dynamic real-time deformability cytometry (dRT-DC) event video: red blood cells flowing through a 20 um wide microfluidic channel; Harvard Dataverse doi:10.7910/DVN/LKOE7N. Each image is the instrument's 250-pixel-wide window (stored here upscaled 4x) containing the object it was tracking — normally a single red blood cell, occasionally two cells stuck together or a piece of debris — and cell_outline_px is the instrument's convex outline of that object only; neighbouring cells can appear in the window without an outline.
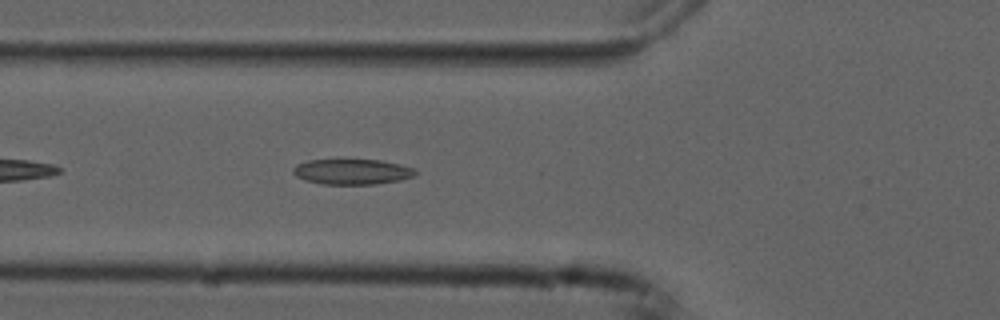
{"species": "common noctule bat (a hibernating species)", "species_latin": "Nyctalus noctula", "temperature_condition": "cold", "stored_images_in_passage": 41, "camera_frame_rate_fps": 3000, "um_per_image_px": 0.085, "animal": {"sex": "male", "forearm_length_mm": 52.5}, "frame": {"image": 1, "passage_image": 6, "time_ms": 1.667, "image_size_px": [1000, 320], "cell_outline_px": [[420, 172], [416, 176], [400, 180], [376, 184], [320, 184], [304, 180], [296, 176], [292, 172], [292, 168], [296, 164], [308, 160], [380, 160], [400, 164], [412, 168]], "centroid_in_image_um": [29.93, 14.6], "position_along_channel_um": 95.9, "area_um2": 18.26}}
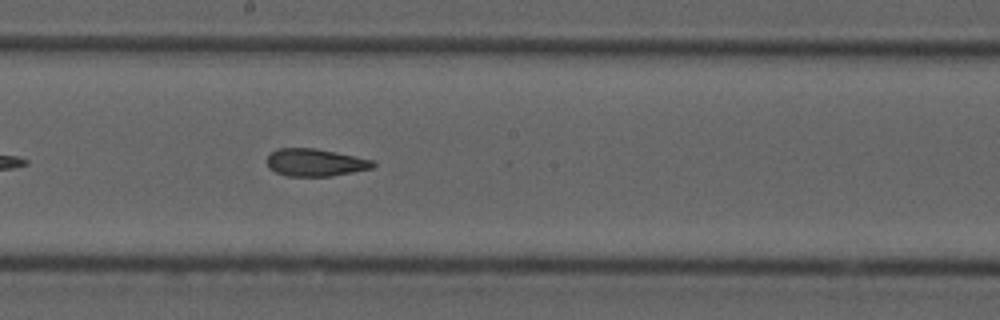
{"frame": {"image": 2, "passage_image": 16, "time_ms": 5.0, "image_size_px": [1000, 320], "cell_outline_px": [[376, 164], [372, 168], [332, 176], [288, 176], [276, 172], [268, 168], [268, 156], [276, 148], [316, 148], [356, 156], [372, 160]], "centroid_in_image_um": [26.79, 13.81], "position_along_channel_um": 221.4, "area_um2": 16.94}}
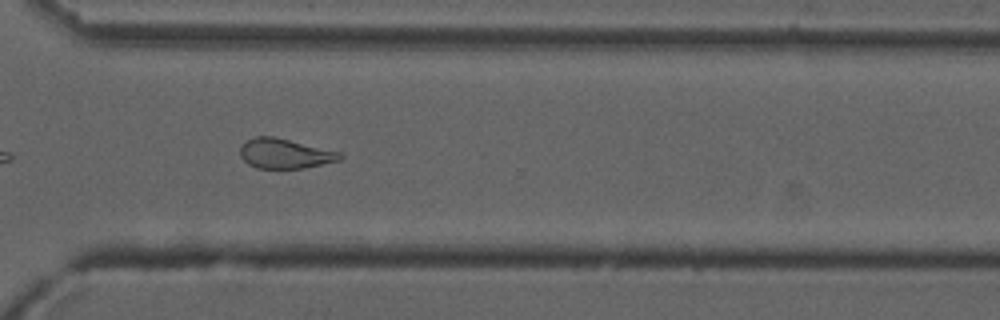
{"frame": {"image": 3, "passage_image": 26, "time_ms": 8.333, "image_size_px": [1000, 320], "cell_outline_px": [[344, 156], [340, 160], [304, 168], [256, 168], [248, 164], [240, 156], [240, 148], [248, 140], [256, 136], [272, 136], [344, 152]], "centroid_in_image_um": [24.26, 13.05], "position_along_channel_um": 346.3, "area_um2": 17.4}, "authors_computed_cell_mechanics": {"area_um2": 18.207, "velocity_mm_per_s": 3.7549, "shape_relaxation_time_tau1_ms": 9.0949, "shape_relaxation_time_tau2_ms": 2.4373, "deformation_change_tau1": 0.1901, "deformation_change_tau2": 0.0993}}